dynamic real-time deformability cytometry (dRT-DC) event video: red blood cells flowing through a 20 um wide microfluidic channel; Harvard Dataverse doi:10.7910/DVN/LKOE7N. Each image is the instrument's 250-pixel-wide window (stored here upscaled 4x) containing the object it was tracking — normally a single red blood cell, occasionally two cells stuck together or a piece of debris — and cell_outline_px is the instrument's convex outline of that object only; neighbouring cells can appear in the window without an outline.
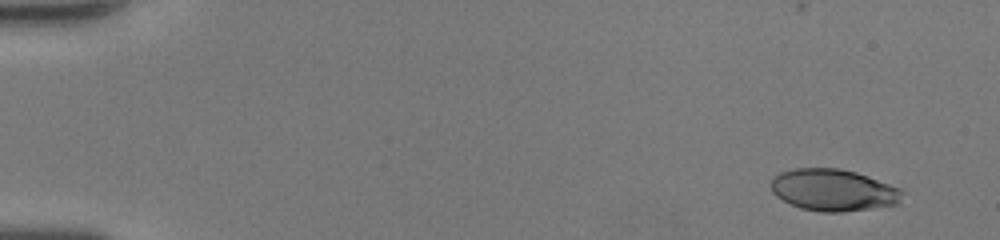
{"species": "human", "species_latin": "Homo sapiens", "temperature_condition": "room temperature", "stored_images_in_passage": 48, "camera_frame_rate_fps": 3000, "um_per_image_px": 0.085, "donor": {"sex": "female"}, "frame": {"image": 1, "passage_image": 1, "time_ms": 0.0, "image_size_px": [1000, 240], "cell_outline_px": [[904, 192], [900, 204], [844, 212], [820, 212], [800, 208], [776, 196], [772, 192], [772, 180], [780, 172], [796, 168], [840, 168], [856, 172], [900, 188]], "centroid_in_image_um": [70.87, 16.16], "position_along_channel_um": 14.1, "area_um2": 32.02}}
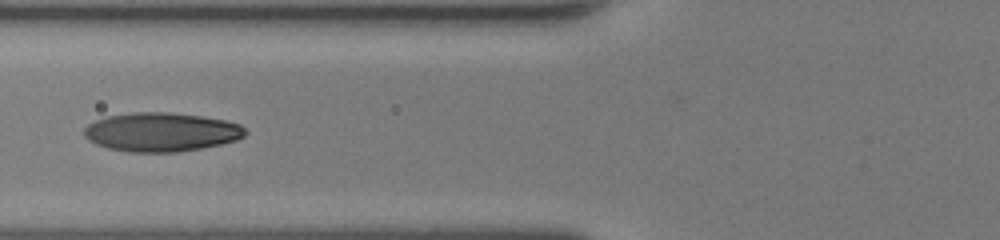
{"frame": {"image": 2, "passage_image": 19, "time_ms": 6.0, "image_size_px": [1000, 240], "cell_outline_px": [[248, 132], [244, 136], [236, 140], [204, 148], [176, 152], [128, 152], [108, 148], [96, 144], [88, 140], [84, 136], [84, 128], [88, 124], [96, 120], [108, 116], [132, 112], [168, 112], [200, 116], [224, 120], [240, 124]], "centroid_in_image_um": [13.7, 11.23], "position_along_channel_um": 112.1, "area_um2": 36.59}}
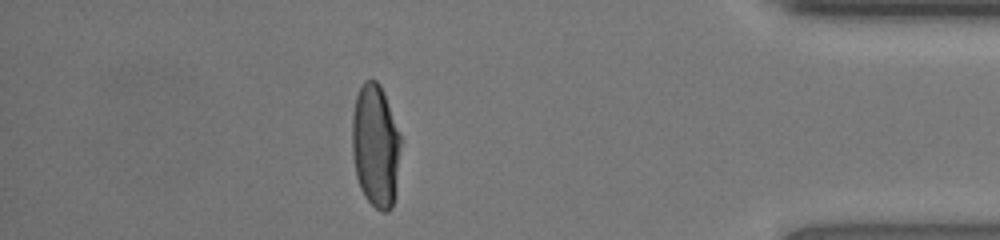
{"frame": {"image": 3, "passage_image": 42, "time_ms": 13.667, "image_size_px": [1000, 240], "cell_outline_px": [[400, 148], [396, 196], [392, 208], [388, 212], [384, 212], [376, 208], [364, 196], [360, 188], [356, 176], [352, 152], [352, 116], [356, 96], [364, 80], [376, 80], [380, 84], [384, 92], [400, 136]], "centroid_in_image_um": [31.92, 12.42], "position_along_channel_um": 403.3, "area_um2": 35.03}, "authors_computed_cell_mechanics": {"area_um2": 35.2291, "velocity_mm_per_s": 4.2681, "shape_relaxation_time_tau1_ms": 5.2887, "shape_relaxation_time_tau2_ms": 0.6236, "deformation_change_tau1": 0.2649, "deformation_change_tau2": 0.046}}